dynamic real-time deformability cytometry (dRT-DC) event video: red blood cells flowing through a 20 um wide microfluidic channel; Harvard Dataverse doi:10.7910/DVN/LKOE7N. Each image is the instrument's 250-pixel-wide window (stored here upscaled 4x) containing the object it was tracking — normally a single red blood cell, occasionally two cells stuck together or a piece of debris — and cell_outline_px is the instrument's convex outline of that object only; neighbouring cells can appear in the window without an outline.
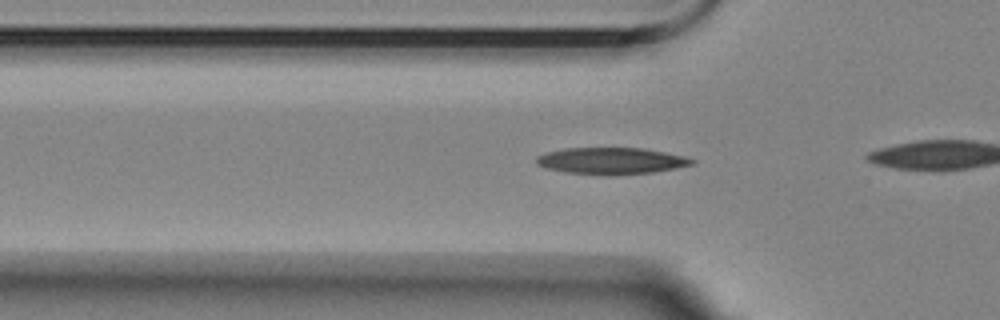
{"species": "Egyptian fruit bat (a non-hibernating species)", "species_latin": "Rousettus aegyptiacus", "temperature_condition": "room temperature", "stored_images_in_passage": 34, "camera_frame_rate_fps": 3000, "um_per_image_px": 0.085, "animal": {"sex": "female"}, "frame": {"image": 1, "passage_image": 7, "time_ms": 2.0, "image_size_px": [1000, 320], "cell_outline_px": [[696, 164], [652, 172], [616, 176], [604, 176], [564, 172], [544, 168], [536, 164], [536, 156], [548, 152], [564, 148], [644, 148], [684, 156], [696, 160]], "centroid_in_image_um": [51.94, 13.69], "position_along_channel_um": 73.9, "area_um2": 24.51}}
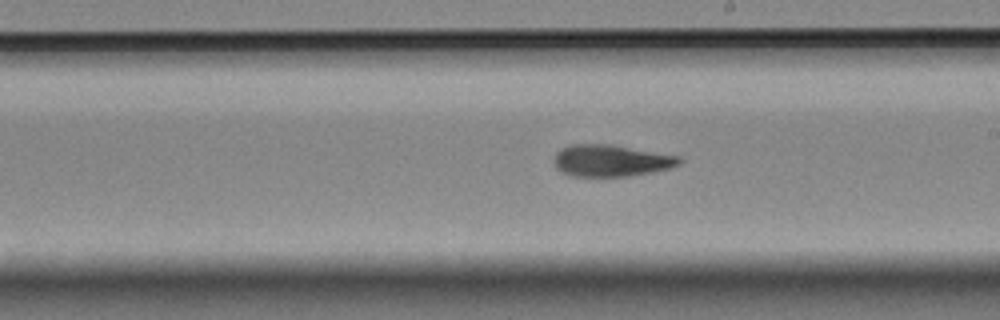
{"frame": {"image": 2, "passage_image": 21, "time_ms": 6.667, "image_size_px": [1000, 320], "cell_outline_px": [[684, 160], [680, 164], [672, 168], [652, 172], [628, 176], [572, 176], [560, 172], [552, 164], [552, 160], [556, 152], [560, 148], [568, 144], [612, 144], [680, 156]], "centroid_in_image_um": [51.91, 13.64], "position_along_channel_um": 237.1, "area_um2": 23.7}}
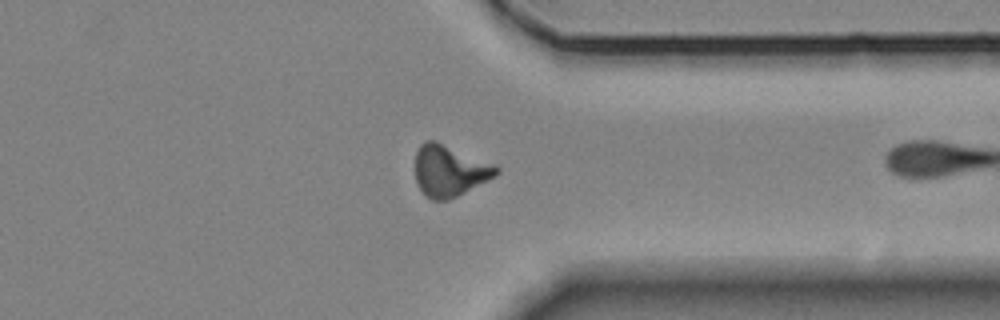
{"frame": {"image": 3, "passage_image": 33, "time_ms": 10.667, "image_size_px": [1000, 320], "cell_outline_px": [[500, 172], [496, 176], [448, 200], [432, 200], [424, 196], [416, 184], [416, 152], [420, 144], [424, 140], [436, 140], [496, 164], [500, 168]], "centroid_in_image_um": [38.21, 14.5], "position_along_channel_um": 373.2, "area_um2": 24.57}}